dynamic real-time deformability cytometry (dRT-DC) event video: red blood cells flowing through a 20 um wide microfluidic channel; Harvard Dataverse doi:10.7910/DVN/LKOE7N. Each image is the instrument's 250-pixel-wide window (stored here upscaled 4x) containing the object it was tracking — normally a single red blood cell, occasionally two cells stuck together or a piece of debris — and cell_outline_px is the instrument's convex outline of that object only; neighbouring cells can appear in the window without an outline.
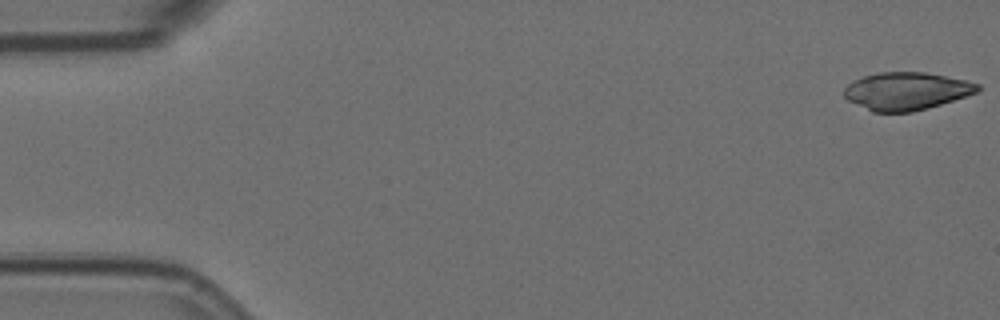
{"species": "Egyptian fruit bat (a non-hibernating species)", "species_latin": "Rousettus aegyptiacus", "temperature_condition": "room temperature", "stored_images_in_passage": 13, "camera_frame_rate_fps": 3000, "um_per_image_px": 0.085, "animal": {"sex": "female"}, "frame": {"image": 1, "passage_image": 1, "time_ms": 0.0, "image_size_px": [1000, 320], "cell_outline_px": [[980, 92], [928, 108], [912, 112], [872, 112], [848, 100], [844, 96], [844, 88], [852, 80], [864, 76], [880, 72], [924, 72], [964, 80], [980, 84]], "centroid_in_image_um": [77.04, 7.75], "position_along_channel_um": 8.0, "area_um2": 29.36}}
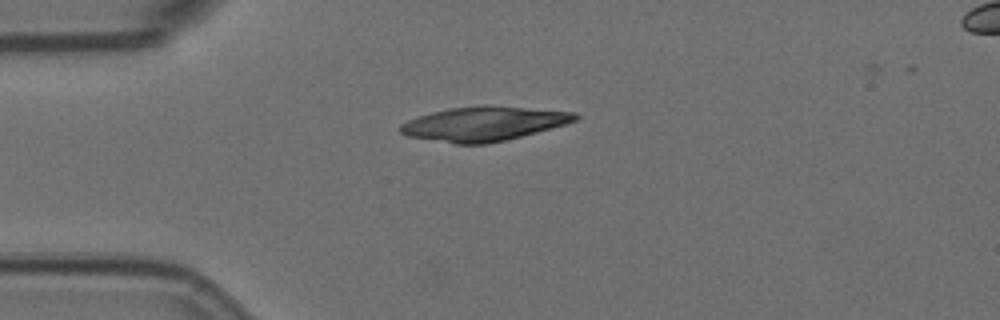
{"frame": {"image": 2, "passage_image": 4, "time_ms": 1.0, "image_size_px": [1000, 320], "cell_outline_px": [[580, 116], [576, 120], [568, 124], [488, 144], [456, 144], [408, 136], [400, 132], [400, 124], [408, 120], [432, 112], [448, 108], [484, 104], [576, 112]], "centroid_in_image_um": [41.14, 10.5], "position_along_channel_um": 43.9, "area_um2": 34.97}}
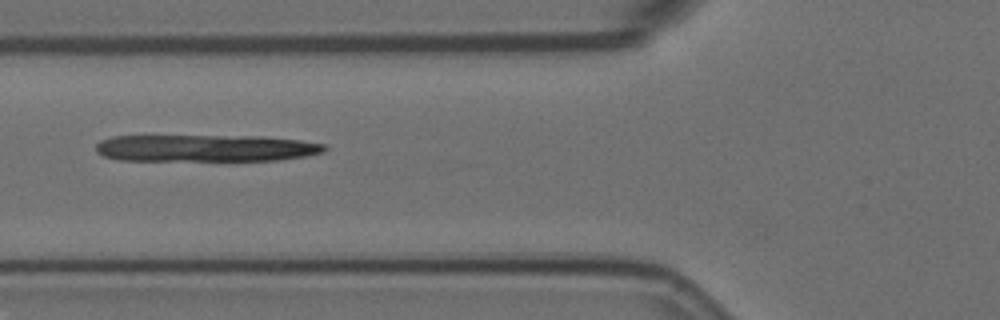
{"frame": {"image": 3, "passage_image": 6, "time_ms": 1.667, "image_size_px": [1000, 320], "cell_outline_px": [[328, 148], [324, 152], [304, 156], [280, 160], [120, 160], [104, 156], [96, 152], [96, 144], [100, 140], [112, 136], [260, 136], [300, 140], [324, 144]], "centroid_in_image_um": [17.47, 12.58], "position_along_channel_um": 108.3, "area_um2": 35.89}}